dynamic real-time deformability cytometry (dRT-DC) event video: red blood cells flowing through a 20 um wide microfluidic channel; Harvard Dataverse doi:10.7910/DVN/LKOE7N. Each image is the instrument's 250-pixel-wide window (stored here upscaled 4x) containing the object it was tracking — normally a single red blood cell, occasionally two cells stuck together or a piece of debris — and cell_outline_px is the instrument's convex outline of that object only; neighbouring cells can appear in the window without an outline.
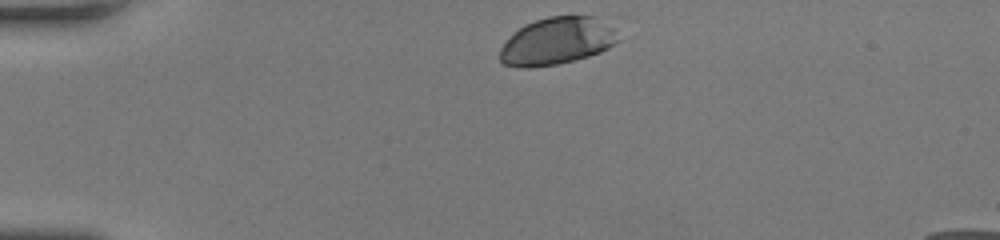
{"species": "human", "species_latin": "Homo sapiens", "temperature_condition": "room temperature", "stored_images_in_passage": 34, "camera_frame_rate_fps": 3000, "um_per_image_px": 0.085, "donor": {"sex": "female"}, "frame": {"image": 1, "passage_image": 1, "time_ms": 0.0, "image_size_px": [1000, 240], "cell_outline_px": [[620, 40], [608, 48], [600, 52], [588, 56], [556, 64], [532, 68], [520, 68], [504, 64], [500, 60], [500, 48], [524, 24], [548, 16], [596, 16], [612, 28]], "centroid_in_image_um": [47.34, 3.5], "position_along_channel_um": 37.7, "area_um2": 32.25}}
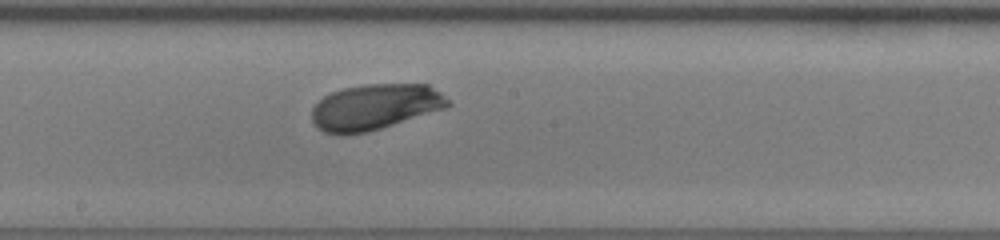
{"frame": {"image": 2, "passage_image": 19, "time_ms": 6.0, "image_size_px": [1000, 240], "cell_outline_px": [[452, 104], [444, 108], [368, 132], [324, 132], [316, 128], [312, 124], [312, 108], [324, 96], [332, 92], [344, 88], [368, 84], [428, 84], [440, 92]], "centroid_in_image_um": [31.87, 9.07], "position_along_channel_um": 216.3, "area_um2": 35.6}}
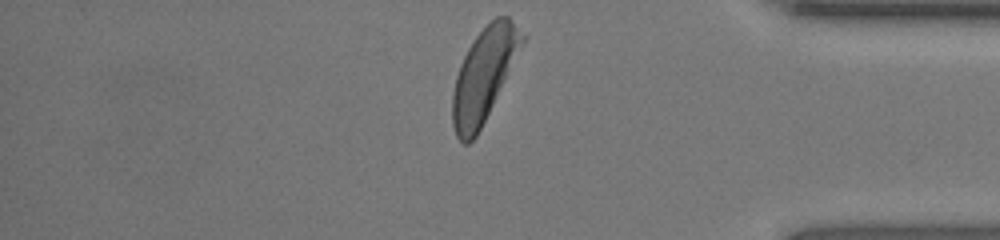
{"frame": {"image": 3, "passage_image": 34, "time_ms": 11.0, "image_size_px": [1000, 240], "cell_outline_px": [[524, 40], [476, 136], [468, 144], [464, 144], [456, 136], [452, 124], [452, 92], [456, 76], [460, 64], [468, 48], [476, 36], [496, 16], [508, 16], [524, 36]], "centroid_in_image_um": [41.07, 6.39], "position_along_channel_um": 394.1, "area_um2": 36.36}, "authors_computed_cell_mechanics": {"area_um2": 36.2695, "velocity_mm_per_s": 3.9227, "shape_relaxation_time_tau1_ms": 1.7882, "shape_relaxation_time_tau2_ms": null, "deformation_change_tau1": 0.0938, "deformation_change_tau2": null}}